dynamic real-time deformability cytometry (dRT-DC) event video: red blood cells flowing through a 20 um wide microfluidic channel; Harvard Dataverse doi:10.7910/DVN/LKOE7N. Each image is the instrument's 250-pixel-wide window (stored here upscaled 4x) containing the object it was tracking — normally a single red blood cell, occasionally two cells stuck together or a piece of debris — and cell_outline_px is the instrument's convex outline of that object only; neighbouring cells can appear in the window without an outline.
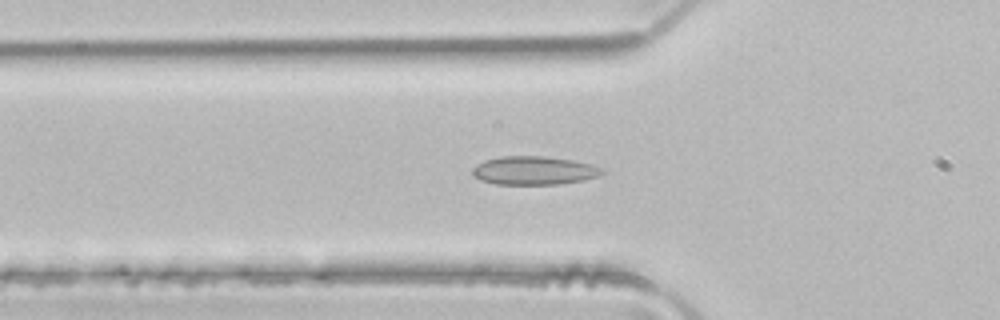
{"species": "common noctule bat (a hibernating species)", "species_latin": "Nyctalus noctula", "temperature_condition": "room temperature", "stored_images_in_passage": 35, "camera_frame_rate_fps": 3000, "um_per_image_px": 0.085, "animal": {"sex": "male", "body_mass_g": 21.5, "forearm_length_mm": 52.0}, "frame": {"image": 1, "passage_image": 6, "time_ms": 1.667, "image_size_px": [1000, 320], "cell_outline_px": [[604, 172], [600, 176], [584, 180], [560, 184], [496, 184], [480, 180], [472, 176], [472, 168], [476, 164], [484, 160], [500, 156], [544, 156], [572, 160], [592, 164], [604, 168]], "centroid_in_image_um": [45.39, 14.49], "position_along_channel_um": 80.4, "area_um2": 21.79}}
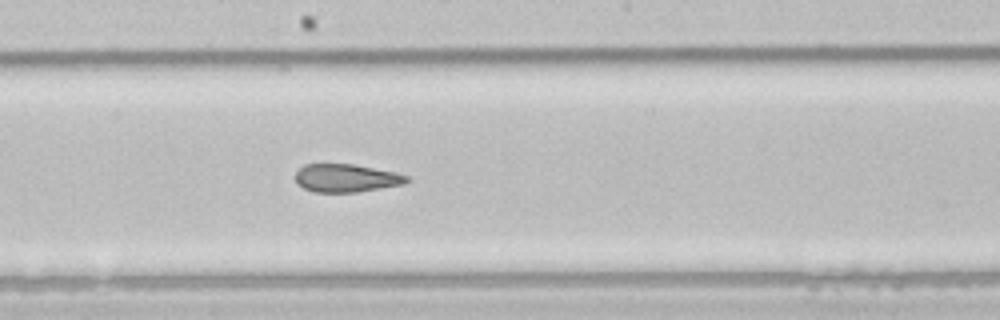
{"frame": {"image": 2, "passage_image": 16, "time_ms": 5.0, "image_size_px": [1000, 320], "cell_outline_px": [[412, 180], [404, 184], [356, 192], [312, 192], [296, 184], [296, 172], [304, 164], [352, 164], [392, 172], [408, 176]], "centroid_in_image_um": [29.4, 15.14], "position_along_channel_um": 218.8, "area_um2": 18.09}}
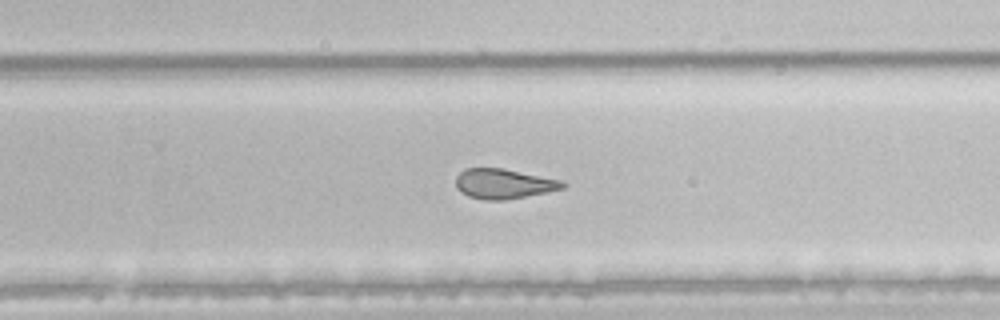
{"frame": {"image": 3, "passage_image": 21, "time_ms": 6.667, "image_size_px": [1000, 320], "cell_outline_px": [[568, 184], [564, 188], [548, 192], [504, 200], [484, 200], [468, 196], [460, 192], [456, 188], [456, 176], [464, 168], [500, 168], [560, 180]], "centroid_in_image_um": [42.78, 15.63], "position_along_channel_um": 287.0, "area_um2": 18.55}, "authors_computed_cell_mechanics": {"area_um2": 19.7676, "velocity_mm_per_s": 4.1232, "shape_relaxation_time_tau1_ms": 10.1937, "shape_relaxation_time_tau2_ms": 2.1671, "deformation_change_tau1": 0.2115, "deformation_change_tau2": 0.0886}}